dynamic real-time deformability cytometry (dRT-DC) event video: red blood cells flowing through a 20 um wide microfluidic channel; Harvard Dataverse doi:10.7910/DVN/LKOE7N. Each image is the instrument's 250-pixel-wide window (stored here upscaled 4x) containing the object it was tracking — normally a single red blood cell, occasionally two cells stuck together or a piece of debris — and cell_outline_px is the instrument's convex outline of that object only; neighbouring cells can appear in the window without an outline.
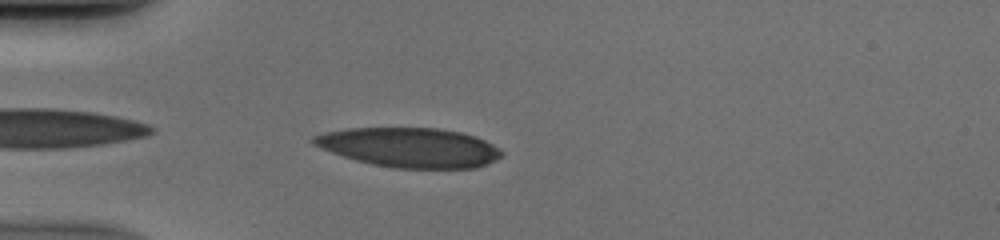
{"species": "human", "species_latin": "Homo sapiens", "temperature_condition": "cold", "stored_images_in_passage": 35, "camera_frame_rate_fps": 3000, "um_per_image_px": 0.085, "donor": {"sex": "male"}, "frame": {"image": 1, "passage_image": 2, "time_ms": 0.333, "image_size_px": [1000, 240], "cell_outline_px": [[504, 152], [496, 160], [488, 164], [476, 168], [396, 168], [372, 164], [356, 160], [320, 148], [312, 144], [308, 140], [312, 136], [324, 132], [348, 128], [436, 128], [460, 132], [476, 136], [500, 148]], "centroid_in_image_um": [34.8, 12.53], "position_along_channel_um": 50.2, "area_um2": 43.47}}
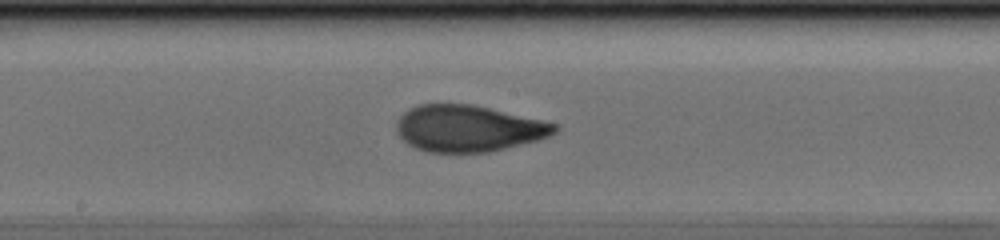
{"frame": {"image": 2, "passage_image": 15, "time_ms": 4.667, "image_size_px": [1000, 240], "cell_outline_px": [[560, 128], [556, 132], [548, 136], [536, 140], [488, 152], [428, 152], [416, 148], [408, 144], [396, 132], [396, 120], [408, 108], [416, 104], [472, 104], [540, 120], [556, 124]], "centroid_in_image_um": [39.74, 10.91], "position_along_channel_um": 208.5, "area_um2": 42.54}}
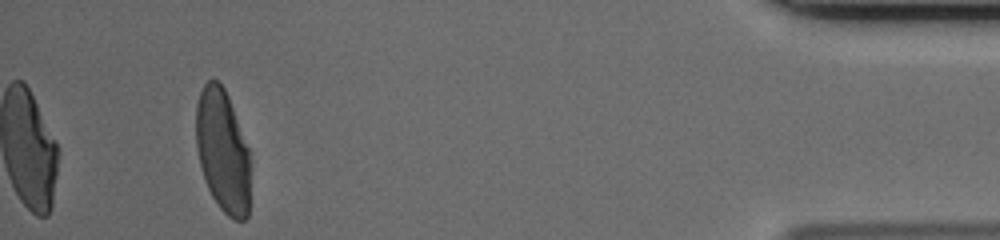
{"frame": {"image": 3, "passage_image": 35, "time_ms": 11.333, "image_size_px": [1000, 240], "cell_outline_px": [[248, 216], [244, 220], [232, 220], [220, 208], [212, 196], [204, 180], [196, 148], [196, 104], [200, 92], [204, 84], [208, 80], [216, 80], [224, 88], [228, 96], [248, 148]], "centroid_in_image_um": [18.89, 12.83], "position_along_channel_um": 416.3, "area_um2": 38.44}}